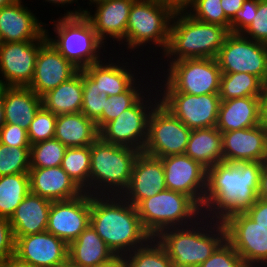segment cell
<instances>
[{"mask_svg":"<svg viewBox=\"0 0 267 267\" xmlns=\"http://www.w3.org/2000/svg\"><path fill=\"white\" fill-rule=\"evenodd\" d=\"M22 3V0H16L0 8V35L3 43L37 40L46 32L47 24L40 22L30 8Z\"/></svg>","mask_w":267,"mask_h":267,"instance_id":"603a6c76","label":"cell"},{"mask_svg":"<svg viewBox=\"0 0 267 267\" xmlns=\"http://www.w3.org/2000/svg\"><path fill=\"white\" fill-rule=\"evenodd\" d=\"M245 0H221V6L224 10L226 17L231 21L237 11L242 8Z\"/></svg>","mask_w":267,"mask_h":267,"instance_id":"681fc988","label":"cell"},{"mask_svg":"<svg viewBox=\"0 0 267 267\" xmlns=\"http://www.w3.org/2000/svg\"><path fill=\"white\" fill-rule=\"evenodd\" d=\"M90 225L115 256H123L146 244L137 208L122 196L91 195Z\"/></svg>","mask_w":267,"mask_h":267,"instance_id":"7a4b0ae2","label":"cell"},{"mask_svg":"<svg viewBox=\"0 0 267 267\" xmlns=\"http://www.w3.org/2000/svg\"><path fill=\"white\" fill-rule=\"evenodd\" d=\"M242 35L267 45V0H258V9L254 12L253 21Z\"/></svg>","mask_w":267,"mask_h":267,"instance_id":"ee69618b","label":"cell"},{"mask_svg":"<svg viewBox=\"0 0 267 267\" xmlns=\"http://www.w3.org/2000/svg\"><path fill=\"white\" fill-rule=\"evenodd\" d=\"M67 147L53 138L34 143L30 147V168L61 166Z\"/></svg>","mask_w":267,"mask_h":267,"instance_id":"74e56055","label":"cell"},{"mask_svg":"<svg viewBox=\"0 0 267 267\" xmlns=\"http://www.w3.org/2000/svg\"><path fill=\"white\" fill-rule=\"evenodd\" d=\"M83 102L81 113L94 122L102 115L108 95L99 93L95 82L82 70Z\"/></svg>","mask_w":267,"mask_h":267,"instance_id":"60d3db41","label":"cell"},{"mask_svg":"<svg viewBox=\"0 0 267 267\" xmlns=\"http://www.w3.org/2000/svg\"><path fill=\"white\" fill-rule=\"evenodd\" d=\"M191 131L159 102L149 116L143 152L158 158L184 154Z\"/></svg>","mask_w":267,"mask_h":267,"instance_id":"7c38bea8","label":"cell"},{"mask_svg":"<svg viewBox=\"0 0 267 267\" xmlns=\"http://www.w3.org/2000/svg\"><path fill=\"white\" fill-rule=\"evenodd\" d=\"M2 45H3V40H2L1 35H0V48L2 47Z\"/></svg>","mask_w":267,"mask_h":267,"instance_id":"e7e4bbea","label":"cell"},{"mask_svg":"<svg viewBox=\"0 0 267 267\" xmlns=\"http://www.w3.org/2000/svg\"><path fill=\"white\" fill-rule=\"evenodd\" d=\"M7 267H35L17 260L15 257L7 260Z\"/></svg>","mask_w":267,"mask_h":267,"instance_id":"11a10c76","label":"cell"},{"mask_svg":"<svg viewBox=\"0 0 267 267\" xmlns=\"http://www.w3.org/2000/svg\"><path fill=\"white\" fill-rule=\"evenodd\" d=\"M140 78L142 77L140 76L139 81L136 80L125 92L107 98L102 115L95 121L98 131L110 121L118 118L126 109L130 108L143 95L144 91L145 93L148 91L146 94L149 93L150 89L145 90L143 85L141 86L143 83L140 82Z\"/></svg>","mask_w":267,"mask_h":267,"instance_id":"8d00e7d4","label":"cell"},{"mask_svg":"<svg viewBox=\"0 0 267 267\" xmlns=\"http://www.w3.org/2000/svg\"><path fill=\"white\" fill-rule=\"evenodd\" d=\"M136 208L152 237L168 228L187 227L203 216L202 208L191 197L167 188L144 199Z\"/></svg>","mask_w":267,"mask_h":267,"instance_id":"8992f818","label":"cell"},{"mask_svg":"<svg viewBox=\"0 0 267 267\" xmlns=\"http://www.w3.org/2000/svg\"><path fill=\"white\" fill-rule=\"evenodd\" d=\"M15 258L35 267H57L68 260V244L50 232L15 237Z\"/></svg>","mask_w":267,"mask_h":267,"instance_id":"d6986e66","label":"cell"},{"mask_svg":"<svg viewBox=\"0 0 267 267\" xmlns=\"http://www.w3.org/2000/svg\"><path fill=\"white\" fill-rule=\"evenodd\" d=\"M30 148L6 146L0 143V177L29 173Z\"/></svg>","mask_w":267,"mask_h":267,"instance_id":"f35d334b","label":"cell"},{"mask_svg":"<svg viewBox=\"0 0 267 267\" xmlns=\"http://www.w3.org/2000/svg\"><path fill=\"white\" fill-rule=\"evenodd\" d=\"M57 267H80L78 265L73 264L69 259L62 264H59Z\"/></svg>","mask_w":267,"mask_h":267,"instance_id":"91938a15","label":"cell"},{"mask_svg":"<svg viewBox=\"0 0 267 267\" xmlns=\"http://www.w3.org/2000/svg\"><path fill=\"white\" fill-rule=\"evenodd\" d=\"M139 150L104 142L100 137L90 146V195L121 196L127 189Z\"/></svg>","mask_w":267,"mask_h":267,"instance_id":"5b68a950","label":"cell"},{"mask_svg":"<svg viewBox=\"0 0 267 267\" xmlns=\"http://www.w3.org/2000/svg\"><path fill=\"white\" fill-rule=\"evenodd\" d=\"M264 83L249 73L221 75L219 97L221 101L233 98L259 97Z\"/></svg>","mask_w":267,"mask_h":267,"instance_id":"836d02e7","label":"cell"},{"mask_svg":"<svg viewBox=\"0 0 267 267\" xmlns=\"http://www.w3.org/2000/svg\"><path fill=\"white\" fill-rule=\"evenodd\" d=\"M89 1V5H95V4H99V3H102V2H105V1H110V0H88Z\"/></svg>","mask_w":267,"mask_h":267,"instance_id":"6125c7cd","label":"cell"},{"mask_svg":"<svg viewBox=\"0 0 267 267\" xmlns=\"http://www.w3.org/2000/svg\"><path fill=\"white\" fill-rule=\"evenodd\" d=\"M82 102V70L42 96V106L55 115L81 112Z\"/></svg>","mask_w":267,"mask_h":267,"instance_id":"1f68e13d","label":"cell"},{"mask_svg":"<svg viewBox=\"0 0 267 267\" xmlns=\"http://www.w3.org/2000/svg\"><path fill=\"white\" fill-rule=\"evenodd\" d=\"M258 0H245L242 8L230 21V33L242 34L253 21L254 12H257Z\"/></svg>","mask_w":267,"mask_h":267,"instance_id":"f6af8a7d","label":"cell"},{"mask_svg":"<svg viewBox=\"0 0 267 267\" xmlns=\"http://www.w3.org/2000/svg\"><path fill=\"white\" fill-rule=\"evenodd\" d=\"M91 195L83 192L69 199L52 201L47 232L68 245L90 224Z\"/></svg>","mask_w":267,"mask_h":267,"instance_id":"2e32d148","label":"cell"},{"mask_svg":"<svg viewBox=\"0 0 267 267\" xmlns=\"http://www.w3.org/2000/svg\"><path fill=\"white\" fill-rule=\"evenodd\" d=\"M257 195L259 198L267 199V160L263 163Z\"/></svg>","mask_w":267,"mask_h":267,"instance_id":"816d5d0a","label":"cell"},{"mask_svg":"<svg viewBox=\"0 0 267 267\" xmlns=\"http://www.w3.org/2000/svg\"><path fill=\"white\" fill-rule=\"evenodd\" d=\"M30 192L51 201L73 199L83 193L61 168H30Z\"/></svg>","mask_w":267,"mask_h":267,"instance_id":"cb8c5ba5","label":"cell"},{"mask_svg":"<svg viewBox=\"0 0 267 267\" xmlns=\"http://www.w3.org/2000/svg\"><path fill=\"white\" fill-rule=\"evenodd\" d=\"M53 22L56 35L51 37L46 29L48 41L79 70L102 60L100 54L105 44L97 38L84 15L62 16Z\"/></svg>","mask_w":267,"mask_h":267,"instance_id":"52a82bcc","label":"cell"},{"mask_svg":"<svg viewBox=\"0 0 267 267\" xmlns=\"http://www.w3.org/2000/svg\"><path fill=\"white\" fill-rule=\"evenodd\" d=\"M46 32L37 40L3 43L0 48V81L7 86L28 87L32 82L40 47ZM2 78V79H1Z\"/></svg>","mask_w":267,"mask_h":267,"instance_id":"9a60e30c","label":"cell"},{"mask_svg":"<svg viewBox=\"0 0 267 267\" xmlns=\"http://www.w3.org/2000/svg\"><path fill=\"white\" fill-rule=\"evenodd\" d=\"M155 238L172 260L173 267H199L226 239V231L222 222L203 215L187 228H168Z\"/></svg>","mask_w":267,"mask_h":267,"instance_id":"3957f363","label":"cell"},{"mask_svg":"<svg viewBox=\"0 0 267 267\" xmlns=\"http://www.w3.org/2000/svg\"><path fill=\"white\" fill-rule=\"evenodd\" d=\"M164 5L169 6L174 11H185L194 0H159Z\"/></svg>","mask_w":267,"mask_h":267,"instance_id":"f5cc1de1","label":"cell"},{"mask_svg":"<svg viewBox=\"0 0 267 267\" xmlns=\"http://www.w3.org/2000/svg\"><path fill=\"white\" fill-rule=\"evenodd\" d=\"M78 71L79 69L47 40L38 51L34 76L28 87L42 97L48 91L69 80Z\"/></svg>","mask_w":267,"mask_h":267,"instance_id":"44dd1931","label":"cell"},{"mask_svg":"<svg viewBox=\"0 0 267 267\" xmlns=\"http://www.w3.org/2000/svg\"><path fill=\"white\" fill-rule=\"evenodd\" d=\"M135 0H110L95 4L96 10L91 11L80 6L75 10H69L64 16L84 15L93 26L97 38L104 44L107 38L119 42V45L125 42L127 23L131 6ZM82 8V9H81ZM106 40V41H104ZM124 40V42H123Z\"/></svg>","mask_w":267,"mask_h":267,"instance_id":"ac0fdd59","label":"cell"},{"mask_svg":"<svg viewBox=\"0 0 267 267\" xmlns=\"http://www.w3.org/2000/svg\"><path fill=\"white\" fill-rule=\"evenodd\" d=\"M15 243L10 220L0 216V261H7L15 256Z\"/></svg>","mask_w":267,"mask_h":267,"instance_id":"7dc6e473","label":"cell"},{"mask_svg":"<svg viewBox=\"0 0 267 267\" xmlns=\"http://www.w3.org/2000/svg\"><path fill=\"white\" fill-rule=\"evenodd\" d=\"M49 2L52 5L54 4V6H59L61 4V6H64L65 4H73L74 2L78 3V0H45V2Z\"/></svg>","mask_w":267,"mask_h":267,"instance_id":"9f6ffc18","label":"cell"},{"mask_svg":"<svg viewBox=\"0 0 267 267\" xmlns=\"http://www.w3.org/2000/svg\"><path fill=\"white\" fill-rule=\"evenodd\" d=\"M2 103L5 124L18 125L28 130L36 113L42 107V97L29 87L7 86Z\"/></svg>","mask_w":267,"mask_h":267,"instance_id":"83f0119b","label":"cell"},{"mask_svg":"<svg viewBox=\"0 0 267 267\" xmlns=\"http://www.w3.org/2000/svg\"><path fill=\"white\" fill-rule=\"evenodd\" d=\"M16 0H0V8L4 7V6H8L11 5L12 3H14Z\"/></svg>","mask_w":267,"mask_h":267,"instance_id":"94428289","label":"cell"},{"mask_svg":"<svg viewBox=\"0 0 267 267\" xmlns=\"http://www.w3.org/2000/svg\"><path fill=\"white\" fill-rule=\"evenodd\" d=\"M260 123L258 97L220 101L216 128L221 132L255 127Z\"/></svg>","mask_w":267,"mask_h":267,"instance_id":"4316f807","label":"cell"},{"mask_svg":"<svg viewBox=\"0 0 267 267\" xmlns=\"http://www.w3.org/2000/svg\"><path fill=\"white\" fill-rule=\"evenodd\" d=\"M161 160L166 188L188 195L202 208L207 169L186 154L170 155Z\"/></svg>","mask_w":267,"mask_h":267,"instance_id":"e0dca14e","label":"cell"},{"mask_svg":"<svg viewBox=\"0 0 267 267\" xmlns=\"http://www.w3.org/2000/svg\"><path fill=\"white\" fill-rule=\"evenodd\" d=\"M222 74L249 73L267 83V45L230 33L216 58Z\"/></svg>","mask_w":267,"mask_h":267,"instance_id":"8fae6325","label":"cell"},{"mask_svg":"<svg viewBox=\"0 0 267 267\" xmlns=\"http://www.w3.org/2000/svg\"><path fill=\"white\" fill-rule=\"evenodd\" d=\"M184 154L206 169L223 162L221 132L216 126L192 130Z\"/></svg>","mask_w":267,"mask_h":267,"instance_id":"4dcf8cb0","label":"cell"},{"mask_svg":"<svg viewBox=\"0 0 267 267\" xmlns=\"http://www.w3.org/2000/svg\"><path fill=\"white\" fill-rule=\"evenodd\" d=\"M6 88H7V85H5L4 83L0 81V105H3L2 99H3V95H4Z\"/></svg>","mask_w":267,"mask_h":267,"instance_id":"6f0895ef","label":"cell"},{"mask_svg":"<svg viewBox=\"0 0 267 267\" xmlns=\"http://www.w3.org/2000/svg\"><path fill=\"white\" fill-rule=\"evenodd\" d=\"M0 267H7V261H0Z\"/></svg>","mask_w":267,"mask_h":267,"instance_id":"be15d7a7","label":"cell"},{"mask_svg":"<svg viewBox=\"0 0 267 267\" xmlns=\"http://www.w3.org/2000/svg\"><path fill=\"white\" fill-rule=\"evenodd\" d=\"M55 139L67 148L91 146L98 138L99 131L93 120L83 113L57 115Z\"/></svg>","mask_w":267,"mask_h":267,"instance_id":"f546056e","label":"cell"},{"mask_svg":"<svg viewBox=\"0 0 267 267\" xmlns=\"http://www.w3.org/2000/svg\"><path fill=\"white\" fill-rule=\"evenodd\" d=\"M0 143L11 147H31L27 130L13 124H4L0 128Z\"/></svg>","mask_w":267,"mask_h":267,"instance_id":"bcb514c9","label":"cell"},{"mask_svg":"<svg viewBox=\"0 0 267 267\" xmlns=\"http://www.w3.org/2000/svg\"><path fill=\"white\" fill-rule=\"evenodd\" d=\"M175 11L159 0H135L131 6L124 45L130 52L146 45L168 46L171 21ZM152 42V43H150Z\"/></svg>","mask_w":267,"mask_h":267,"instance_id":"ba28073f","label":"cell"},{"mask_svg":"<svg viewBox=\"0 0 267 267\" xmlns=\"http://www.w3.org/2000/svg\"><path fill=\"white\" fill-rule=\"evenodd\" d=\"M199 267H247L232 245L225 239Z\"/></svg>","mask_w":267,"mask_h":267,"instance_id":"7bdbcfd3","label":"cell"},{"mask_svg":"<svg viewBox=\"0 0 267 267\" xmlns=\"http://www.w3.org/2000/svg\"><path fill=\"white\" fill-rule=\"evenodd\" d=\"M158 88L163 92H179L200 96L219 94L222 72L215 58H194L170 62Z\"/></svg>","mask_w":267,"mask_h":267,"instance_id":"9c48e42d","label":"cell"},{"mask_svg":"<svg viewBox=\"0 0 267 267\" xmlns=\"http://www.w3.org/2000/svg\"><path fill=\"white\" fill-rule=\"evenodd\" d=\"M56 120L57 115L42 106L27 130L30 144L53 139L55 136Z\"/></svg>","mask_w":267,"mask_h":267,"instance_id":"b9f144b4","label":"cell"},{"mask_svg":"<svg viewBox=\"0 0 267 267\" xmlns=\"http://www.w3.org/2000/svg\"><path fill=\"white\" fill-rule=\"evenodd\" d=\"M30 193L29 173L0 177V216L10 219L18 205Z\"/></svg>","mask_w":267,"mask_h":267,"instance_id":"d6a6232c","label":"cell"},{"mask_svg":"<svg viewBox=\"0 0 267 267\" xmlns=\"http://www.w3.org/2000/svg\"><path fill=\"white\" fill-rule=\"evenodd\" d=\"M164 189H166V183L161 158L141 151L134 161L129 185L121 196L137 207L144 199Z\"/></svg>","mask_w":267,"mask_h":267,"instance_id":"ffe728a7","label":"cell"},{"mask_svg":"<svg viewBox=\"0 0 267 267\" xmlns=\"http://www.w3.org/2000/svg\"><path fill=\"white\" fill-rule=\"evenodd\" d=\"M160 103L191 130L215 127L218 121L219 94L200 96L158 91Z\"/></svg>","mask_w":267,"mask_h":267,"instance_id":"5bb4252c","label":"cell"},{"mask_svg":"<svg viewBox=\"0 0 267 267\" xmlns=\"http://www.w3.org/2000/svg\"><path fill=\"white\" fill-rule=\"evenodd\" d=\"M5 124L4 108L0 105V128Z\"/></svg>","mask_w":267,"mask_h":267,"instance_id":"680465c9","label":"cell"},{"mask_svg":"<svg viewBox=\"0 0 267 267\" xmlns=\"http://www.w3.org/2000/svg\"><path fill=\"white\" fill-rule=\"evenodd\" d=\"M264 162H219L207 169L202 213L223 222L245 213L257 200L260 174Z\"/></svg>","mask_w":267,"mask_h":267,"instance_id":"6da1fadb","label":"cell"},{"mask_svg":"<svg viewBox=\"0 0 267 267\" xmlns=\"http://www.w3.org/2000/svg\"><path fill=\"white\" fill-rule=\"evenodd\" d=\"M51 204V200L30 192L9 219L14 237L45 232Z\"/></svg>","mask_w":267,"mask_h":267,"instance_id":"484cf974","label":"cell"},{"mask_svg":"<svg viewBox=\"0 0 267 267\" xmlns=\"http://www.w3.org/2000/svg\"><path fill=\"white\" fill-rule=\"evenodd\" d=\"M150 84L153 87H150L151 90L155 87V96L152 94L153 90H150V93L148 95L144 93L130 108L126 109L118 118L107 123L99 131V137L104 142L131 147L139 150L140 152L143 151L148 138V120L150 113L160 102L158 88L156 89L155 84L154 86L152 83ZM145 96H148V99Z\"/></svg>","mask_w":267,"mask_h":267,"instance_id":"30bf717a","label":"cell"},{"mask_svg":"<svg viewBox=\"0 0 267 267\" xmlns=\"http://www.w3.org/2000/svg\"><path fill=\"white\" fill-rule=\"evenodd\" d=\"M260 123L267 129V83L264 84L259 95Z\"/></svg>","mask_w":267,"mask_h":267,"instance_id":"f907efd6","label":"cell"},{"mask_svg":"<svg viewBox=\"0 0 267 267\" xmlns=\"http://www.w3.org/2000/svg\"><path fill=\"white\" fill-rule=\"evenodd\" d=\"M221 134L223 162H265L267 160V129L263 125Z\"/></svg>","mask_w":267,"mask_h":267,"instance_id":"7402d4cb","label":"cell"},{"mask_svg":"<svg viewBox=\"0 0 267 267\" xmlns=\"http://www.w3.org/2000/svg\"><path fill=\"white\" fill-rule=\"evenodd\" d=\"M90 167V146L66 149L61 168L83 192L88 194Z\"/></svg>","mask_w":267,"mask_h":267,"instance_id":"e575fe53","label":"cell"},{"mask_svg":"<svg viewBox=\"0 0 267 267\" xmlns=\"http://www.w3.org/2000/svg\"><path fill=\"white\" fill-rule=\"evenodd\" d=\"M226 240L243 259L247 267H267V227L237 213L222 222Z\"/></svg>","mask_w":267,"mask_h":267,"instance_id":"4fadbf2b","label":"cell"},{"mask_svg":"<svg viewBox=\"0 0 267 267\" xmlns=\"http://www.w3.org/2000/svg\"><path fill=\"white\" fill-rule=\"evenodd\" d=\"M113 58H109L113 62L102 59L100 62L90 64L82 69L95 82V88L99 93H106L108 97L125 92L136 80H139L138 73H135L136 69L129 66L127 61L121 64L118 60L116 64Z\"/></svg>","mask_w":267,"mask_h":267,"instance_id":"d4e9b609","label":"cell"},{"mask_svg":"<svg viewBox=\"0 0 267 267\" xmlns=\"http://www.w3.org/2000/svg\"><path fill=\"white\" fill-rule=\"evenodd\" d=\"M126 267H173L163 246L155 237L134 251L123 255Z\"/></svg>","mask_w":267,"mask_h":267,"instance_id":"d590c367","label":"cell"},{"mask_svg":"<svg viewBox=\"0 0 267 267\" xmlns=\"http://www.w3.org/2000/svg\"><path fill=\"white\" fill-rule=\"evenodd\" d=\"M114 257L90 224L68 245V259L80 267H97L110 262Z\"/></svg>","mask_w":267,"mask_h":267,"instance_id":"f1b7e54d","label":"cell"},{"mask_svg":"<svg viewBox=\"0 0 267 267\" xmlns=\"http://www.w3.org/2000/svg\"><path fill=\"white\" fill-rule=\"evenodd\" d=\"M229 34L226 27L201 22L186 11H175L168 46L162 57L168 58L167 63L183 59L216 58Z\"/></svg>","mask_w":267,"mask_h":267,"instance_id":"277c9868","label":"cell"},{"mask_svg":"<svg viewBox=\"0 0 267 267\" xmlns=\"http://www.w3.org/2000/svg\"><path fill=\"white\" fill-rule=\"evenodd\" d=\"M185 11L196 20L217 24L230 31V20L224 13L221 0H194Z\"/></svg>","mask_w":267,"mask_h":267,"instance_id":"ab89813d","label":"cell"},{"mask_svg":"<svg viewBox=\"0 0 267 267\" xmlns=\"http://www.w3.org/2000/svg\"><path fill=\"white\" fill-rule=\"evenodd\" d=\"M97 267H126L123 256H116L110 262Z\"/></svg>","mask_w":267,"mask_h":267,"instance_id":"db71d44e","label":"cell"},{"mask_svg":"<svg viewBox=\"0 0 267 267\" xmlns=\"http://www.w3.org/2000/svg\"><path fill=\"white\" fill-rule=\"evenodd\" d=\"M245 214L256 223L267 227V199L258 197Z\"/></svg>","mask_w":267,"mask_h":267,"instance_id":"c3c4849f","label":"cell"}]
</instances>
